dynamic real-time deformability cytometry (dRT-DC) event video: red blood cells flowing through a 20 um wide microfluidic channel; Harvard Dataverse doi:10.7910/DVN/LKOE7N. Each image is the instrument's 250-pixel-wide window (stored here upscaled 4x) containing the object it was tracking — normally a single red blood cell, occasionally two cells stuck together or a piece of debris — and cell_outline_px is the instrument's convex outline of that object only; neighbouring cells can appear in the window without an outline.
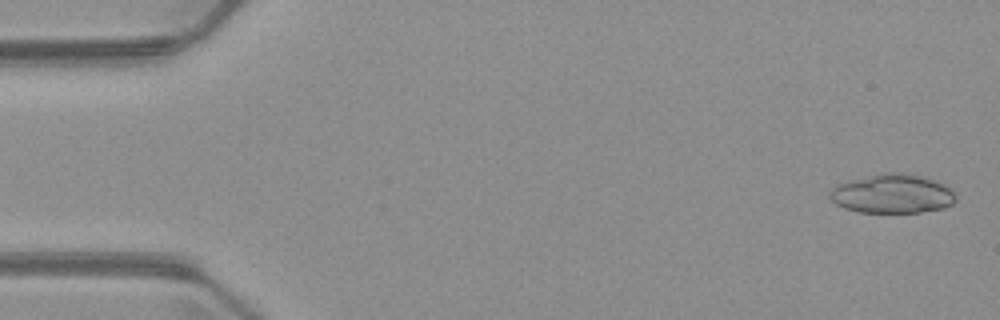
{"species": "common noctule bat (a hibernating species)", "species_latin": "Nyctalus noctula", "temperature_condition": "warm", "stored_images_in_passage": 8, "segment_of_instrument_passage": [1, 2], "camera_frame_rate_fps": 3000, "um_per_image_px": 0.085, "animal": {"sex": "male", "body_mass_g": 23.1, "forearm_length_mm": 52.7}, "frame": {"image": 1, "passage_image": 1, "time_ms": 0.0, "image_size_px": [1000, 320], "cell_outline_px": [[956, 200], [952, 204], [944, 208], [920, 212], [856, 212], [844, 208], [836, 204], [828, 196], [828, 192], [836, 184], [848, 180], [884, 172], [904, 172], [924, 176], [936, 180], [944, 184], [956, 196]], "centroid_in_image_um": [75.82, 16.46], "position_along_channel_um": 9.2, "area_um2": 29.02}}